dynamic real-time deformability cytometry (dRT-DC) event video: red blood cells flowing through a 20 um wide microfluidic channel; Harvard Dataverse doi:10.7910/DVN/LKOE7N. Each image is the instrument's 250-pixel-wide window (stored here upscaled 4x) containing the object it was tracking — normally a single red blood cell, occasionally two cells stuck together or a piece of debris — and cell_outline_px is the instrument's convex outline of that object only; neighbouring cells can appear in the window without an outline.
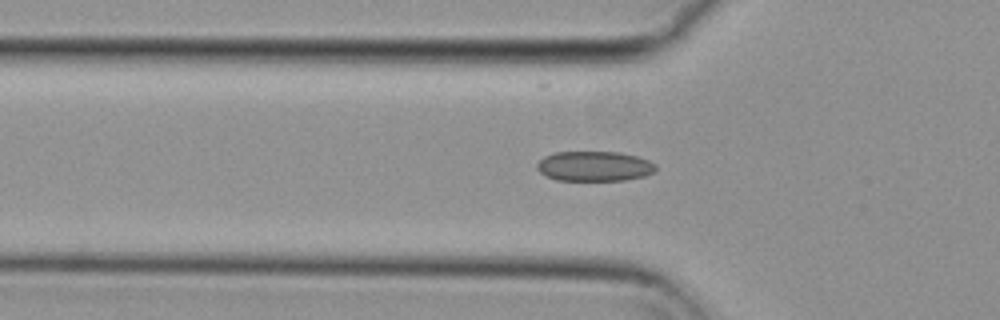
{"species": "common noctule bat (a hibernating species)", "species_latin": "Nyctalus noctula", "temperature_condition": "cold", "stored_images_in_passage": 41, "camera_frame_rate_fps": 3000, "um_per_image_px": 0.085, "animal": {"sex": "female", "body_mass_g": 29.2, "forearm_length_mm": 56.3}, "frame": {"image": 1, "passage_image": 11, "time_ms": 3.333, "image_size_px": [1000, 320], "cell_outline_px": [[656, 168], [652, 172], [644, 176], [624, 180], [556, 180], [540, 172], [536, 168], [536, 164], [544, 156], [556, 152], [620, 152], [636, 156], [648, 160], [656, 164]], "centroid_in_image_um": [50.51, 14.12], "position_along_channel_um": 75.3, "area_um2": 20.63}}
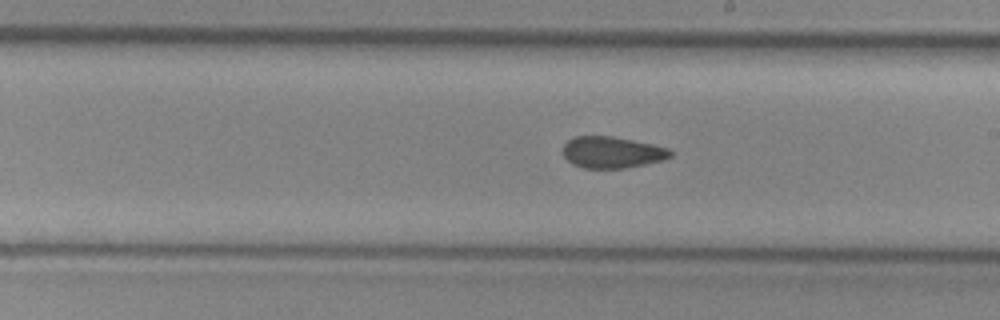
{"frame": {"image": 2, "passage_image": 24, "time_ms": 7.667, "image_size_px": [1000, 320], "cell_outline_px": [[672, 156], [664, 160], [624, 168], [584, 168], [572, 164], [564, 156], [564, 144], [568, 140], [576, 136], [612, 136], [652, 144], [668, 148], [672, 152]], "centroid_in_image_um": [52.03, 12.95], "position_along_channel_um": 237.0, "area_um2": 19.59}}
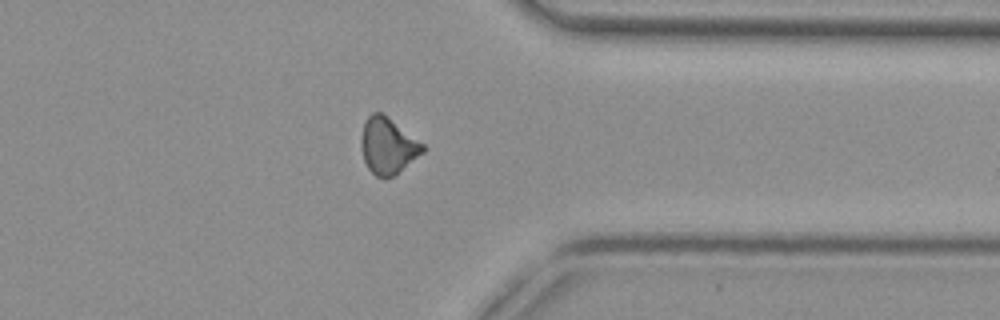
{"frame": {"image": 3, "passage_image": 36, "time_ms": 11.667, "image_size_px": [1000, 320], "cell_outline_px": [[424, 152], [396, 176], [376, 176], [368, 168], [364, 160], [360, 144], [360, 140], [364, 124], [368, 116], [372, 112], [380, 112], [424, 144]], "centroid_in_image_um": [32.96, 12.42], "position_along_channel_um": 378.4, "area_um2": 19.94}, "authors_computed_cell_mechanics": {"area_um2": 20.6346, "velocity_mm_per_s": 3.721, "shape_relaxation_time_tau1_ms": null, "shape_relaxation_time_tau2_ms": 3.344, "deformation_change_tau1": null, "deformation_change_tau2": 0.0967}}